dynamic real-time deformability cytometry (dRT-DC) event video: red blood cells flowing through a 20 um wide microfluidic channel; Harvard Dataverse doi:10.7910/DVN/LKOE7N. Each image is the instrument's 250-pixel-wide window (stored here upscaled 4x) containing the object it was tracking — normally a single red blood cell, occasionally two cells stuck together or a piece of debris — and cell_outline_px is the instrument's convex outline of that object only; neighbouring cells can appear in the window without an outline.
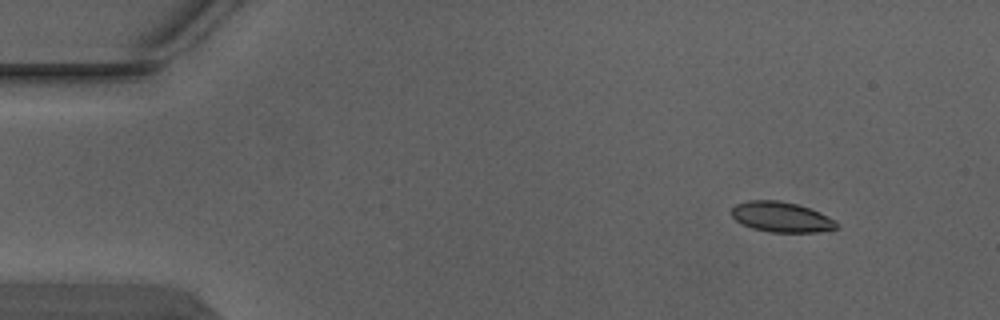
{"species": "Egyptian fruit bat (a non-hibernating species)", "species_latin": "Rousettus aegyptiacus", "temperature_condition": "warm", "stored_images_in_passage": 4, "camera_frame_rate_fps": 3000, "um_per_image_px": 0.085, "animal": {"sex": "male"}, "frame": {"image": 1, "passage_image": 1, "time_ms": 0.0, "image_size_px": [1000, 320], "cell_outline_px": [[840, 228], [820, 232], [772, 232], [752, 228], [740, 224], [732, 216], [732, 208], [736, 204], [748, 200], [780, 200], [796, 204], [820, 212], [836, 220], [840, 224]], "centroid_in_image_um": [66.45, 18.45], "position_along_channel_um": 18.5, "area_um2": 18.73}}
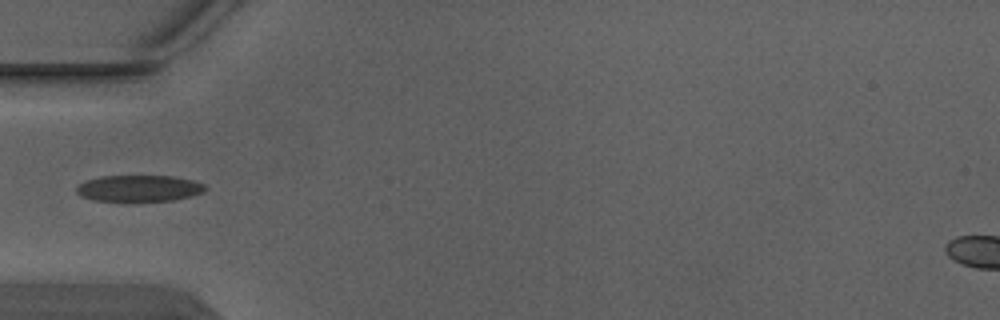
{"frame": {"image": 2, "passage_image": 4, "time_ms": 1.0, "image_size_px": [1000, 320], "cell_outline_px": [[208, 188], [204, 192], [192, 196], [172, 200], [92, 200], [80, 196], [76, 192], [76, 184], [100, 176], [172, 176], [192, 180], [204, 184]], "centroid_in_image_um": [11.81, 15.99], "position_along_channel_um": 73.2, "area_um2": 19.65}}